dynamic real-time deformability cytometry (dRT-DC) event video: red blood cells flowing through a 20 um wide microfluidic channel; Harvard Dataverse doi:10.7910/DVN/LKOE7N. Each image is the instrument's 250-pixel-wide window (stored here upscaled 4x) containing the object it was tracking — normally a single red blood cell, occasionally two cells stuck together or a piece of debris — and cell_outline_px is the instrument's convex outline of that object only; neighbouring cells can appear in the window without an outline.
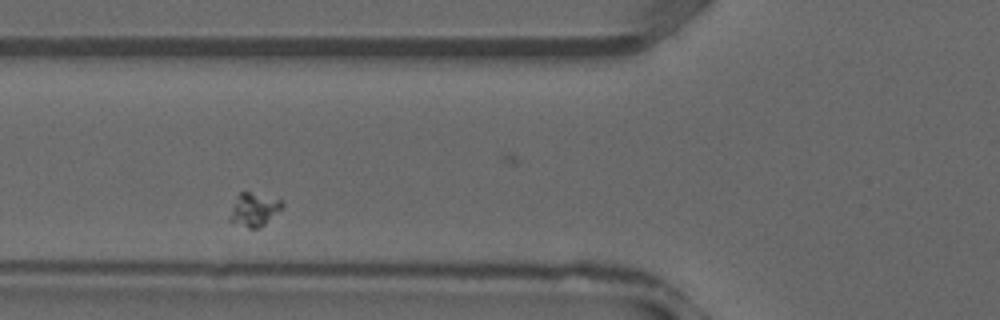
{"species": "common noctule bat (a hibernating species)", "species_latin": "Nyctalus noctula", "temperature_condition": "warm", "stored_images_in_passage": 22, "camera_frame_rate_fps": 3000, "um_per_image_px": 0.085, "animal": {"sex": "male", "forearm_length_mm": 52.5}, "frame": {"image": 1, "passage_image": 2, "time_ms": 0.333, "image_size_px": [1000, 320], "cell_outline_px": [[284, 208], [264, 224], [256, 228], [248, 228], [228, 220], [232, 208], [240, 192], [248, 192], [284, 200]], "centroid_in_image_um": [21.65, 17.82], "position_along_channel_um": 104.2, "area_um2": 10.0}}
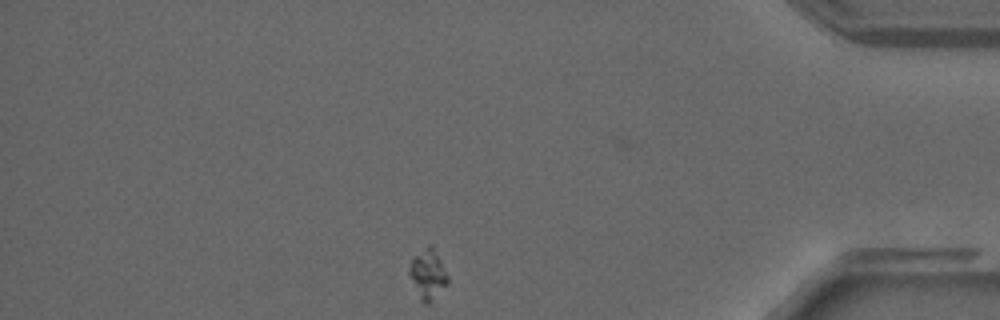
{"frame": {"image": 2, "passage_image": 22, "time_ms": 7.0, "image_size_px": [1000, 320], "cell_outline_px": [[448, 284], [428, 304], [424, 304], [420, 300], [408, 272], [408, 268], [412, 260], [428, 244], [432, 244], [448, 276]], "centroid_in_image_um": [36.37, 23.33], "position_along_channel_um": 398.8, "area_um2": 10.92}}